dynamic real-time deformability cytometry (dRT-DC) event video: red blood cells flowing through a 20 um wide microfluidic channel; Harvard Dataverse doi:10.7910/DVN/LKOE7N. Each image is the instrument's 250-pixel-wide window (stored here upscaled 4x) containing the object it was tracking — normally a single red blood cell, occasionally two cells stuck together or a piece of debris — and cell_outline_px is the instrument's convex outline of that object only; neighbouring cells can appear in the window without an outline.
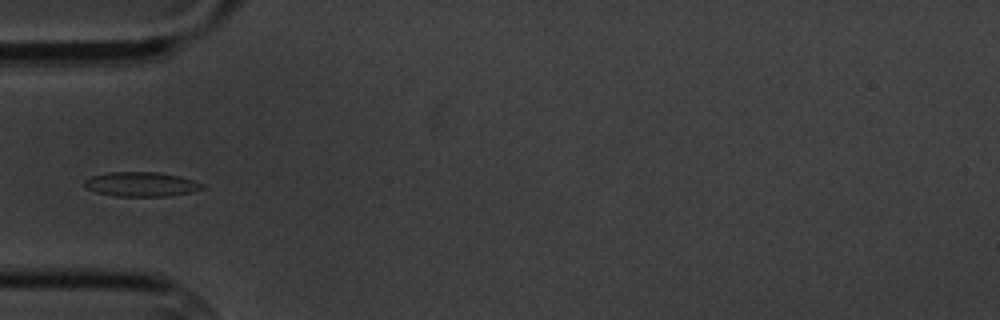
{"species": "common noctule bat (a hibernating species)", "species_latin": "Nyctalus noctula", "temperature_condition": "cold", "stored_images_in_passage": 6, "camera_frame_rate_fps": 3000, "um_per_image_px": 0.085, "animal": {"sex": "male", "body_mass_g": 20.1, "forearm_length_mm": 53.5}, "frame": {"image": 1, "passage_image": 5, "time_ms": 4.667, "image_size_px": [1000, 320], "cell_outline_px": [[204, 188], [192, 192], [168, 196], [116, 196], [96, 192], [84, 188], [84, 180], [92, 176], [108, 172], [156, 172], [180, 176], [204, 184]], "centroid_in_image_um": [11.98, 15.66], "position_along_channel_um": 73.0, "area_um2": 16.82}}
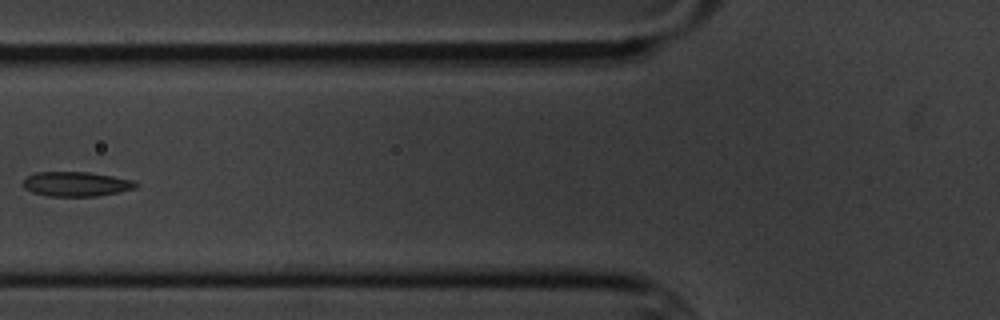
{"frame": {"image": 2, "passage_image": 6, "time_ms": 6.0, "image_size_px": [1000, 320], "cell_outline_px": [[140, 184], [136, 188], [120, 192], [96, 196], [48, 196], [32, 192], [24, 188], [24, 180], [28, 176], [36, 172], [88, 172], [136, 180]], "centroid_in_image_um": [6.53, 15.64], "position_along_channel_um": 119.3, "area_um2": 16.24}}